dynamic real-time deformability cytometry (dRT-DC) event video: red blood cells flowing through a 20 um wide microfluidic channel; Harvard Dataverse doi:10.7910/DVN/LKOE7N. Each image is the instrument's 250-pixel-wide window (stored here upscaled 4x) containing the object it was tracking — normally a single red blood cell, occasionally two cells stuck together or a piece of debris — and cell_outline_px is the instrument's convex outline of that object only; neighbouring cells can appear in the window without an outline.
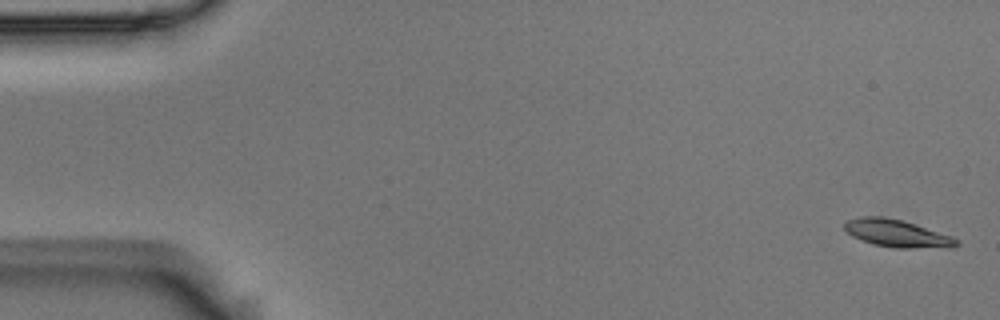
{"species": "Egyptian fruit bat (a non-hibernating species)", "species_latin": "Rousettus aegyptiacus", "temperature_condition": "room temperature", "stored_images_in_passage": 5, "segment_of_instrument_passage": [1, 2], "camera_frame_rate_fps": 3000, "um_per_image_px": 0.085, "animal": {"sex": "male"}, "frame": {"image": 1, "passage_image": 1, "time_ms": 0.0, "image_size_px": [1000, 320], "cell_outline_px": [[960, 244], [952, 248], [896, 248], [872, 244], [860, 240], [852, 236], [844, 228], [844, 224], [848, 220], [860, 216], [880, 216], [900, 220], [952, 236], [960, 240]], "centroid_in_image_um": [76.27, 19.86], "position_along_channel_um": 8.7, "area_um2": 17.92}}